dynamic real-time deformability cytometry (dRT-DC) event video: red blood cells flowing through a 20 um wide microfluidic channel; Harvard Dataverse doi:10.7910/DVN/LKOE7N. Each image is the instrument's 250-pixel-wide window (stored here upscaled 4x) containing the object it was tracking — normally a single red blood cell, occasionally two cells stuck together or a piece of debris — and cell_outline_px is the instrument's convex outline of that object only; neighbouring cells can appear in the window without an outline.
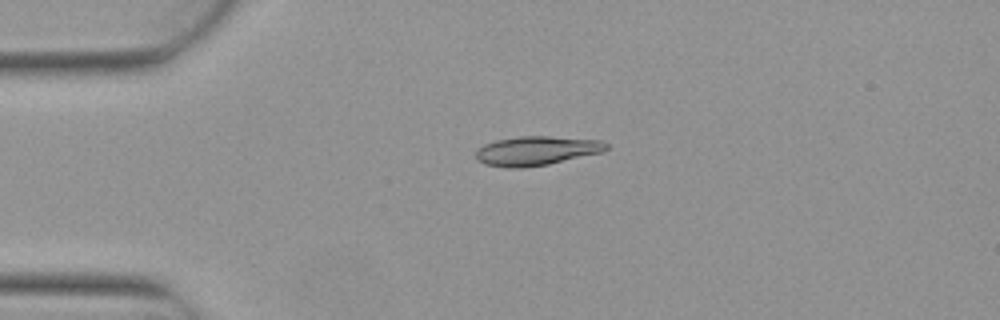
{"species": "Egyptian fruit bat (a non-hibernating species)", "species_latin": "Rousettus aegyptiacus", "temperature_condition": "warm", "stored_images_in_passage": 4, "camera_frame_rate_fps": 3000, "um_per_image_px": 0.085, "animal": {"sex": "female"}, "frame": {"image": 1, "passage_image": 3, "time_ms": 0.667, "image_size_px": [1000, 320], "cell_outline_px": [[608, 148], [604, 152], [548, 164], [524, 168], [504, 168], [484, 164], [476, 160], [476, 148], [484, 144], [496, 140], [520, 136], [548, 136], [600, 140], [608, 144]], "centroid_in_image_um": [45.57, 12.82], "position_along_channel_um": 39.4, "area_um2": 22.43}}